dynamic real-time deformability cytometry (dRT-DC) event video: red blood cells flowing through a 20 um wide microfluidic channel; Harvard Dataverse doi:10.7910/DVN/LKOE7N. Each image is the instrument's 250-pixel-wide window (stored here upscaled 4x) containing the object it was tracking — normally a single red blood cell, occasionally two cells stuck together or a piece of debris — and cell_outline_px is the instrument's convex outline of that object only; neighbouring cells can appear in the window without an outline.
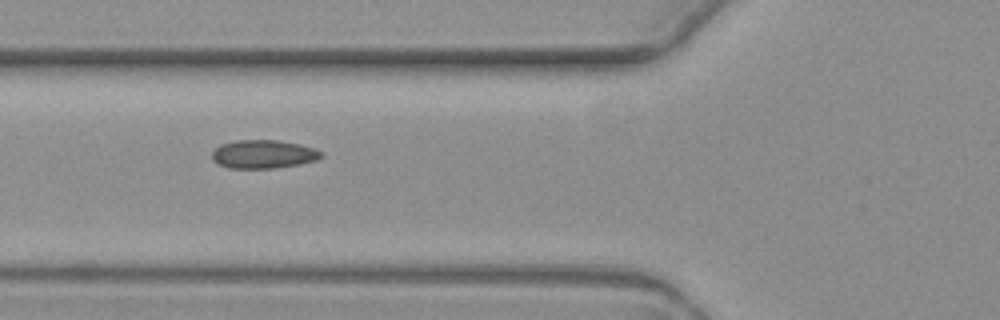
{"species": "common noctule bat (a hibernating species)", "species_latin": "Nyctalus noctula", "temperature_condition": "warm", "stored_images_in_passage": 7, "camera_frame_rate_fps": 3000, "um_per_image_px": 0.085, "animal": {"sex": "female", "body_mass_g": 19.3, "forearm_length_mm": 54.1}, "frame": {"image": 1, "passage_image": 2, "time_ms": 1.0, "image_size_px": [1000, 320], "cell_outline_px": [[324, 156], [316, 160], [276, 168], [228, 168], [212, 160], [212, 152], [220, 144], [236, 140], [276, 140], [300, 144], [324, 152]], "centroid_in_image_um": [22.38, 13.1], "position_along_channel_um": 103.4, "area_um2": 18.03}}
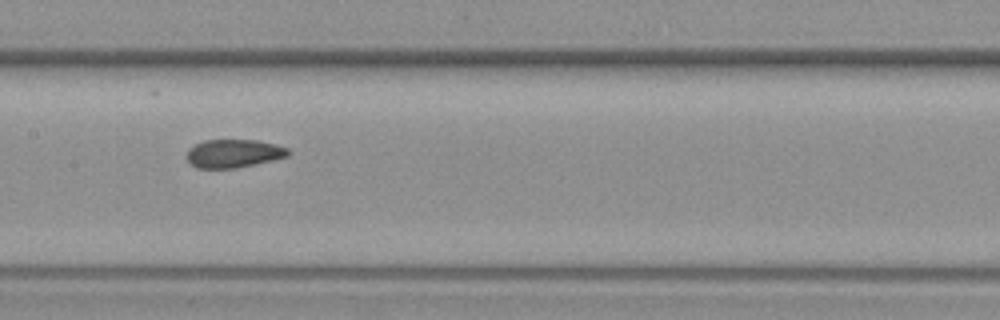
{"frame": {"image": 2, "passage_image": 4, "time_ms": 3.333, "image_size_px": [1000, 320], "cell_outline_px": [[288, 156], [236, 168], [196, 168], [184, 156], [188, 148], [204, 140], [256, 140], [288, 148]], "centroid_in_image_um": [19.78, 13.04], "position_along_channel_um": 187.6, "area_um2": 16.53}}
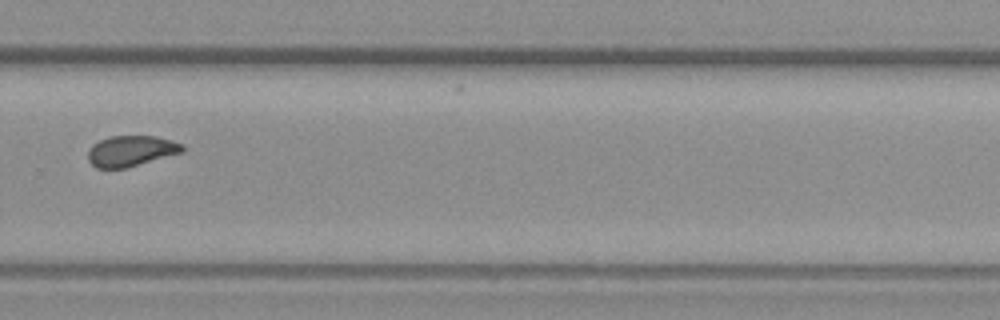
{"frame": {"image": 3, "passage_image": 7, "time_ms": 7.0, "image_size_px": [1000, 320], "cell_outline_px": [[184, 152], [124, 168], [96, 168], [88, 160], [88, 152], [92, 144], [108, 136], [156, 136], [172, 140], [184, 144]], "centroid_in_image_um": [11.15, 12.82], "position_along_channel_um": 318.7, "area_um2": 16.94}}